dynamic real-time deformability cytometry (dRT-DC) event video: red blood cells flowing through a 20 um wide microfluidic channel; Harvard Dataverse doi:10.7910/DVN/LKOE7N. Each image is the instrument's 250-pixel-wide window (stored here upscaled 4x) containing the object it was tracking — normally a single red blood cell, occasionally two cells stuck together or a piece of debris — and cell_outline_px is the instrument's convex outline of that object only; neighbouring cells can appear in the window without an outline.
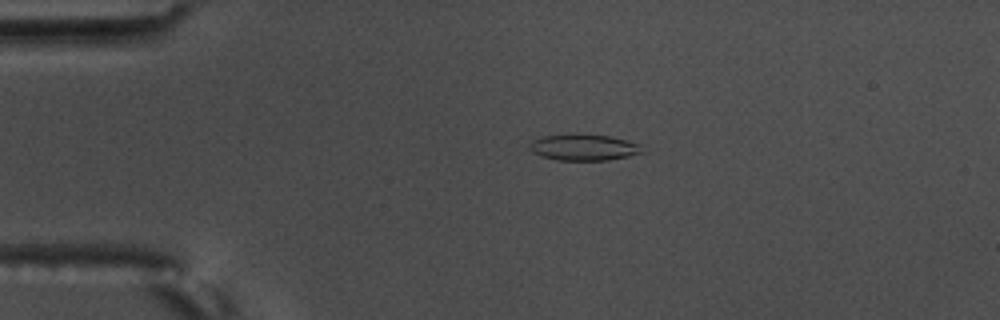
{"species": "common noctule bat (a hibernating species)", "species_latin": "Nyctalus noctula", "temperature_condition": "warm", "stored_images_in_passage": 58, "camera_frame_rate_fps": 3000, "um_per_image_px": 0.085, "animal": {"sex": "male", "body_mass_g": 17.5, "forearm_length_mm": 52.3}, "frame": {"image": 1, "passage_image": 13, "time_ms": 4.0, "image_size_px": [1000, 320], "cell_outline_px": [[644, 152], [628, 156], [608, 160], [556, 160], [540, 156], [532, 152], [528, 148], [528, 144], [532, 140], [544, 136], [576, 132], [608, 136], [640, 144]], "centroid_in_image_um": [49.55, 12.51], "position_along_channel_um": 35.4, "area_um2": 17.57}}
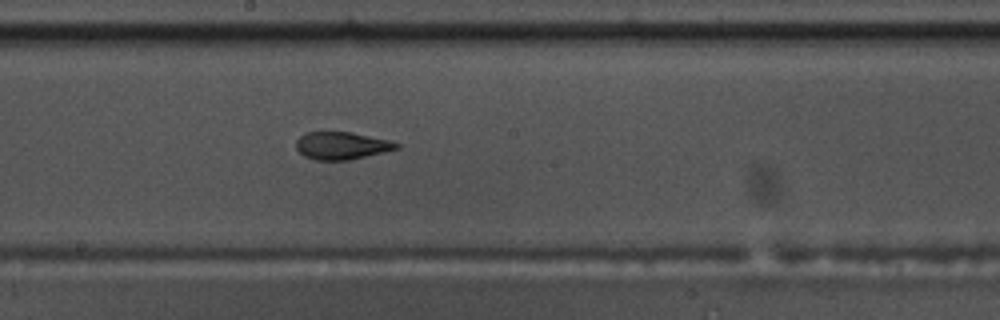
{"frame": {"image": 2, "passage_image": 32, "time_ms": 10.333, "image_size_px": [1000, 320], "cell_outline_px": [[400, 148], [384, 152], [348, 160], [316, 160], [304, 156], [296, 148], [296, 140], [300, 136], [308, 132], [352, 132], [388, 140], [400, 144]], "centroid_in_image_um": [29.04, 12.38], "position_along_channel_um": 219.2, "area_um2": 16.01}}
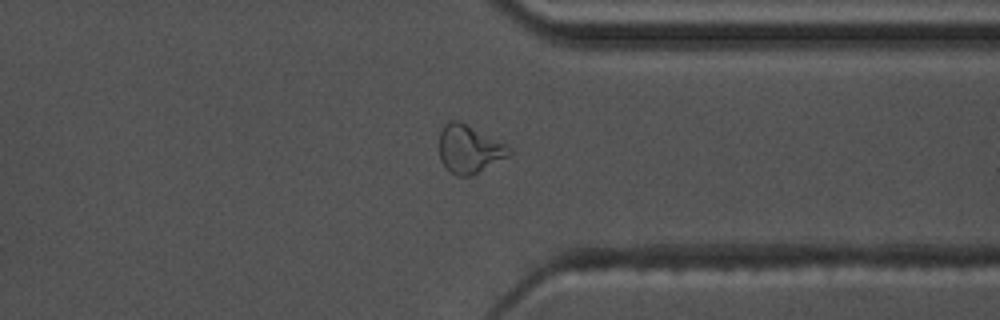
{"frame": {"image": 3, "passage_image": 45, "time_ms": 14.667, "image_size_px": [1000, 320], "cell_outline_px": [[512, 152], [508, 156], [468, 176], [456, 176], [440, 160], [440, 132], [444, 124], [448, 120], [460, 120], [512, 148]], "centroid_in_image_um": [39.86, 12.63], "position_along_channel_um": 371.5, "area_um2": 19.13}, "authors_computed_cell_mechanics": {"area_um2": 17.5134, "velocity_mm_per_s": 3.5579, "shape_relaxation_time_tau1_ms": null, "shape_relaxation_time_tau2_ms": 1.8117, "deformation_change_tau1": null, "deformation_change_tau2": 0.0931}}